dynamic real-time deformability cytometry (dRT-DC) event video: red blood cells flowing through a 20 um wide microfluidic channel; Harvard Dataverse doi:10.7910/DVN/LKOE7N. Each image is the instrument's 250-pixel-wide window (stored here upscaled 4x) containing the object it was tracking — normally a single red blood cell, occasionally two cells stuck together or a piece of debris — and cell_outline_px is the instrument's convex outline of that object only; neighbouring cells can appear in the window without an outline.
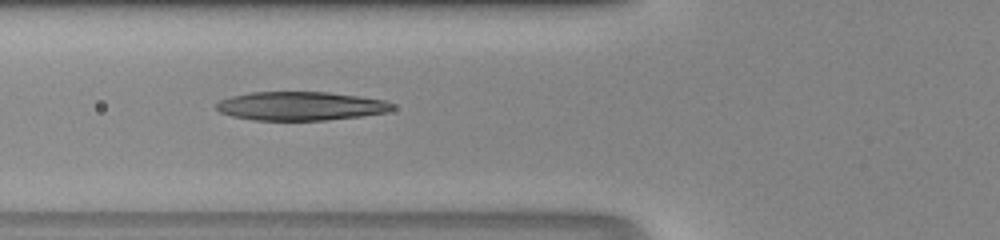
{"species": "human", "species_latin": "Homo sapiens", "temperature_condition": "room temperature", "stored_images_in_passage": 37, "camera_frame_rate_fps": 3000, "um_per_image_px": 0.085, "donor": {"sex": "male"}, "frame": {"image": 1, "passage_image": 8, "time_ms": 2.333, "image_size_px": [1000, 240], "cell_outline_px": [[396, 108], [388, 112], [360, 116], [324, 120], [252, 120], [232, 116], [220, 112], [216, 108], [216, 104], [220, 100], [232, 96], [252, 92], [328, 92], [384, 100], [392, 104]], "centroid_in_image_um": [25.54, 9.01], "position_along_channel_um": 100.3, "area_um2": 29.3}}
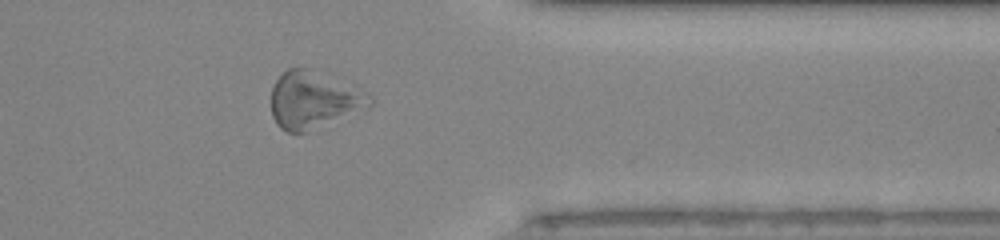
{"frame": {"image": 2, "passage_image": 28, "time_ms": 9.0, "image_size_px": [1000, 240], "cell_outline_px": [[372, 104], [368, 108], [304, 132], [288, 132], [280, 128], [276, 124], [272, 116], [272, 88], [276, 80], [288, 68], [308, 68], [368, 92], [372, 96]], "centroid_in_image_um": [26.66, 8.5], "position_along_channel_um": 384.7, "area_um2": 32.37}}
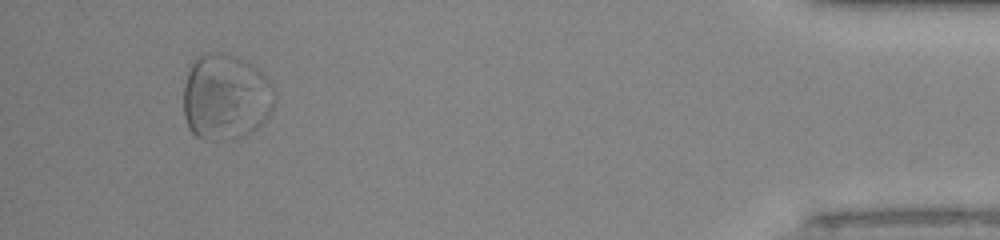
{"frame": {"image": 3, "passage_image": 34, "time_ms": 11.0, "image_size_px": [1000, 240], "cell_outline_px": [[276, 100], [272, 108], [264, 120], [256, 128], [244, 136], [220, 140], [200, 140], [188, 128], [184, 116], [184, 84], [192, 60], [196, 56], [232, 56], [252, 64], [268, 80], [276, 92]], "centroid_in_image_um": [19.17, 8.31], "position_along_channel_um": 416.0, "area_um2": 45.14}}